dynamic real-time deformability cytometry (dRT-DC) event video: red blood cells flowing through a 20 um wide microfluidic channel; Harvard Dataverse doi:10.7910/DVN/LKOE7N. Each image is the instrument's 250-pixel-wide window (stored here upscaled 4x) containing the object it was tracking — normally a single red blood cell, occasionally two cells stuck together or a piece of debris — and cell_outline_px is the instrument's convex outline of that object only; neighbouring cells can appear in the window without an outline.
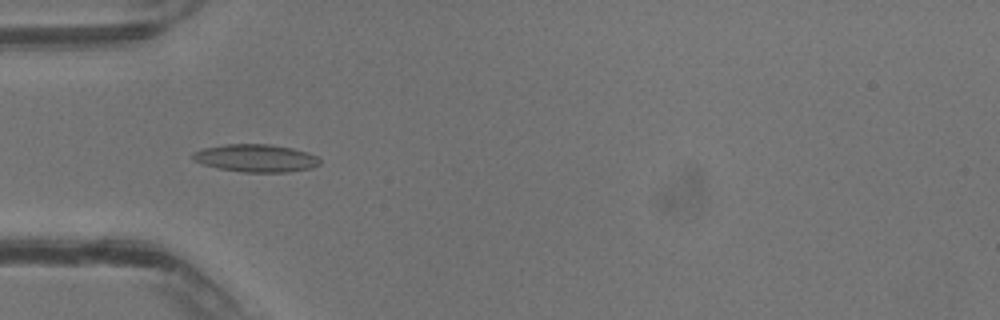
{"species": "common noctule bat (a hibernating species)", "species_latin": "Nyctalus noctula", "temperature_condition": "warm", "stored_images_in_passage": 18, "camera_frame_rate_fps": 3000, "um_per_image_px": 0.085, "animal": {"sex": "male", "body_mass_g": 13.3}, "frame": {"image": 1, "passage_image": 12, "time_ms": 3.667, "image_size_px": [1000, 320], "cell_outline_px": [[320, 164], [312, 168], [288, 172], [244, 172], [220, 168], [204, 164], [192, 160], [192, 152], [204, 148], [224, 144], [272, 144], [292, 148], [308, 152], [320, 156]], "centroid_in_image_um": [21.79, 13.43], "position_along_channel_um": 63.2, "area_um2": 20.63}}
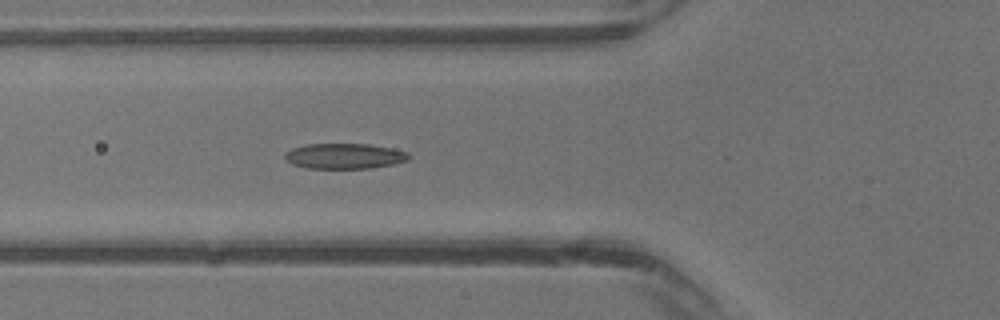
{"frame": {"image": 2, "passage_image": 14, "time_ms": 4.333, "image_size_px": [1000, 320], "cell_outline_px": [[408, 160], [396, 164], [372, 168], [308, 168], [292, 164], [284, 160], [284, 152], [292, 148], [304, 144], [368, 144], [392, 148], [408, 152]], "centroid_in_image_um": [29.25, 13.26], "position_along_channel_um": 96.6, "area_um2": 18.5}}
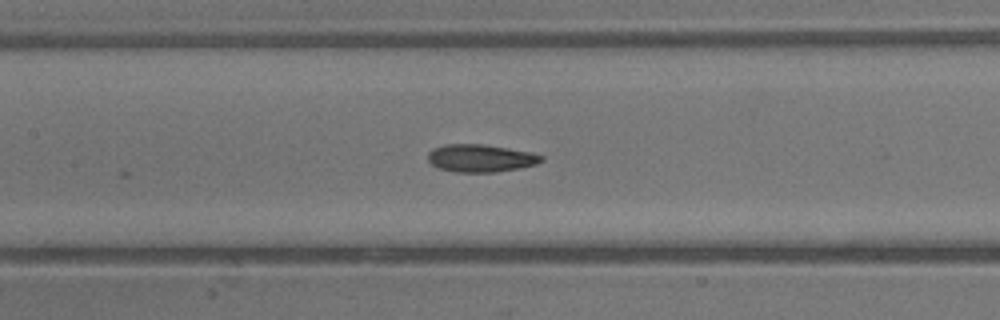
{"frame": {"image": 3, "passage_image": 18, "time_ms": 5.667, "image_size_px": [1000, 320], "cell_outline_px": [[544, 160], [536, 164], [520, 168], [496, 172], [456, 172], [440, 168], [432, 164], [428, 160], [428, 152], [432, 148], [444, 144], [484, 144], [532, 152], [544, 156]], "centroid_in_image_um": [40.87, 13.44], "position_along_channel_um": 166.5, "area_um2": 18.38}}